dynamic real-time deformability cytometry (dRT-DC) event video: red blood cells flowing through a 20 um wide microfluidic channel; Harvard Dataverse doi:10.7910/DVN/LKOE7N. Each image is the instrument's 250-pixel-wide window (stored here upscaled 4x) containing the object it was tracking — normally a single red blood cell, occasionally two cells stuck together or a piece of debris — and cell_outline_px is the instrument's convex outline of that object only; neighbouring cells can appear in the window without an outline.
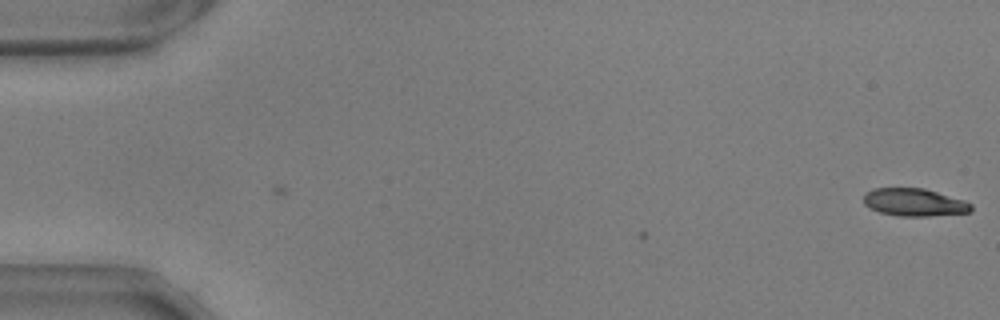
{"species": "common noctule bat (a hibernating species)", "species_latin": "Nyctalus noctula", "temperature_condition": "warm", "stored_images_in_passage": 55, "camera_frame_rate_fps": 3000, "um_per_image_px": 0.085, "animal": {"sex": "male", "body_mass_g": 17.9, "forearm_length_mm": 54.2}, "frame": {"image": 1, "passage_image": 1, "time_ms": 0.0, "image_size_px": [1000, 320], "cell_outline_px": [[968, 208], [964, 212], [888, 212], [876, 208], [876, 192], [884, 188], [916, 188], [932, 192], [968, 204]], "centroid_in_image_um": [77.88, 17.12], "position_along_channel_um": 7.1, "area_um2": 12.77}}
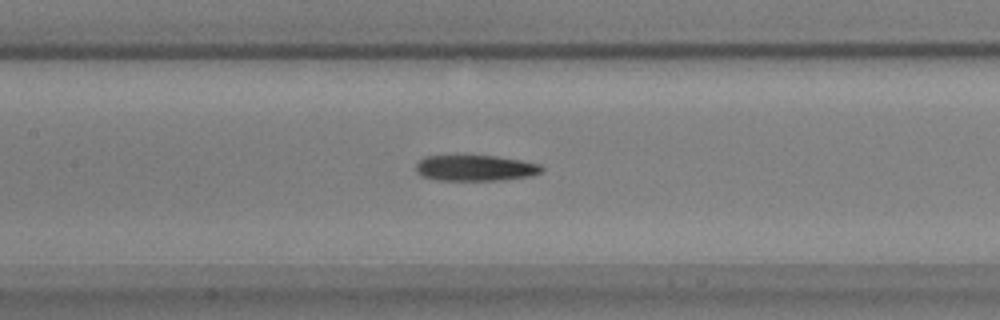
{"frame": {"image": 2, "passage_image": 26, "time_ms": 8.333, "image_size_px": [1000, 320], "cell_outline_px": [[536, 168], [532, 172], [500, 176], [448, 176], [428, 172], [424, 168], [424, 164], [428, 160], [504, 160], [524, 164]], "centroid_in_image_um": [40.49, 14.27], "position_along_channel_um": 166.9, "area_um2": 10.98}}
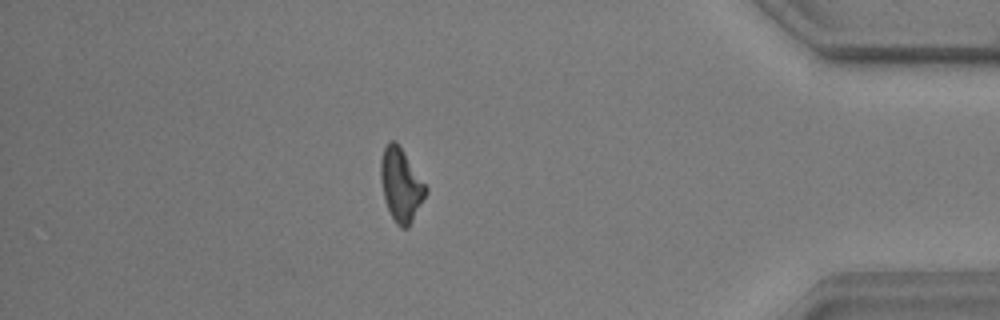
{"frame": {"image": 3, "passage_image": 48, "time_ms": 15.667, "image_size_px": [1000, 320], "cell_outline_px": [[424, 192], [408, 224], [404, 224], [392, 212], [388, 204], [384, 188], [384, 152], [392, 144], [396, 144], [424, 188]], "centroid_in_image_um": [34.08, 15.71], "position_along_channel_um": 401.1, "area_um2": 14.8}}